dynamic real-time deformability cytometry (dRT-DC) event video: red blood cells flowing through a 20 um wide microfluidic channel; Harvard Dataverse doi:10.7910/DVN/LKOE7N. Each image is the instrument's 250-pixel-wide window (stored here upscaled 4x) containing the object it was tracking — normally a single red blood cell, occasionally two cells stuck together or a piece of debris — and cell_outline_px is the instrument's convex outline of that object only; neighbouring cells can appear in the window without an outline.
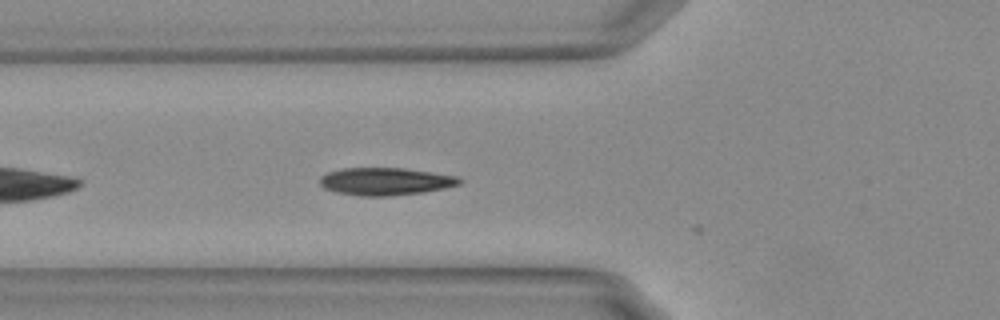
{"species": "Egyptian fruit bat (a non-hibernating species)", "species_latin": "Rousettus aegyptiacus", "temperature_condition": "warm", "stored_images_in_passage": 11, "camera_frame_rate_fps": 3000, "um_per_image_px": 0.085, "animal": {"sex": "female"}, "frame": {"image": 1, "passage_image": 5, "time_ms": 1.333, "image_size_px": [1000, 320], "cell_outline_px": [[464, 180], [460, 184], [444, 188], [424, 192], [392, 196], [360, 196], [336, 192], [324, 188], [320, 184], [320, 176], [328, 172], [340, 168], [404, 168], [432, 172], [456, 176]], "centroid_in_image_um": [32.76, 15.42], "position_along_channel_um": 93.0, "area_um2": 22.54}}